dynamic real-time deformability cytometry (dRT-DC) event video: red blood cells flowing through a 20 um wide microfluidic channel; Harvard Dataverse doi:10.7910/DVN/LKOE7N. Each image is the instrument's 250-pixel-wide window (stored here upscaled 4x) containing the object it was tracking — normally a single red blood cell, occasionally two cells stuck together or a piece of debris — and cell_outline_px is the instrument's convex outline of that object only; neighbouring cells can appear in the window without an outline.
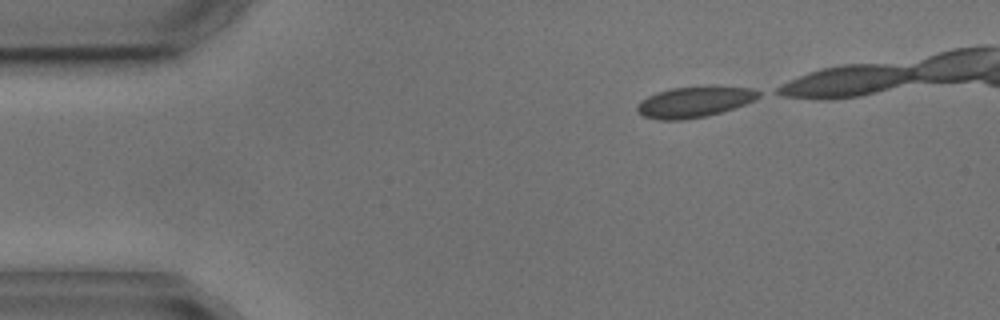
{"species": "common noctule bat (a hibernating species)", "species_latin": "Nyctalus noctula", "temperature_condition": "cold", "stored_images_in_passage": 4, "camera_frame_rate_fps": 3000, "um_per_image_px": 0.085, "animal": {"sex": "male", "body_mass_g": 17.9, "forearm_length_mm": 54.2}, "frame": {"image": 1, "passage_image": 1, "time_ms": 0.0, "image_size_px": [1000, 320], "cell_outline_px": [[760, 96], [744, 104], [720, 112], [704, 116], [684, 120], [660, 120], [644, 116], [636, 112], [636, 108], [648, 96], [656, 92], [672, 88], [752, 88], [760, 92]], "centroid_in_image_um": [58.96, 8.7], "position_along_channel_um": 26.0, "area_um2": 20.81}}